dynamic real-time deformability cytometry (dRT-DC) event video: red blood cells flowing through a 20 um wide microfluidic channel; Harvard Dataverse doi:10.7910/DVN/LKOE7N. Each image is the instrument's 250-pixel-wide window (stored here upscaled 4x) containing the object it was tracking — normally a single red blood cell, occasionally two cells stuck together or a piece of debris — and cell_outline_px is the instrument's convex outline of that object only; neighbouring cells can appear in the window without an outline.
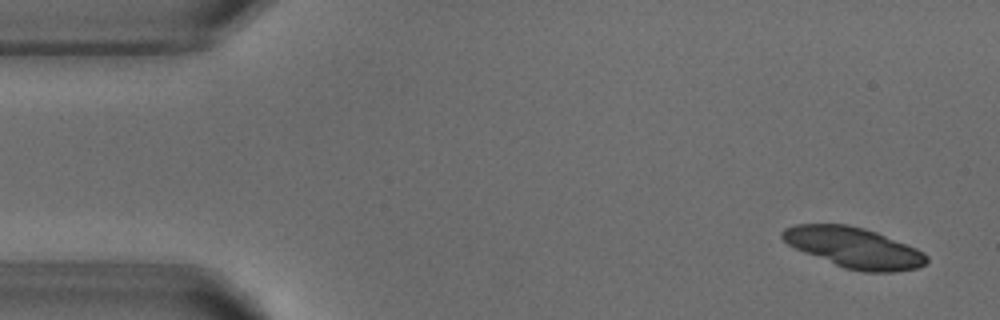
{"species": "common noctule bat (a hibernating species)", "species_latin": "Nyctalus noctula", "temperature_condition": "warm", "stored_images_in_passage": 52, "camera_frame_rate_fps": 3000, "um_per_image_px": 0.085, "animal": {"sex": "male", "body_mass_g": 18.8}, "frame": {"image": 1, "passage_image": 2, "time_ms": 0.333, "image_size_px": [1000, 320], "cell_outline_px": [[928, 260], [920, 268], [892, 272], [864, 272], [844, 268], [804, 252], [788, 244], [780, 236], [780, 232], [784, 228], [796, 224], [844, 224], [864, 228], [876, 232], [916, 248], [924, 252], [928, 256]], "centroid_in_image_um": [72.59, 21.05], "position_along_channel_um": 12.4, "area_um2": 33.93}}
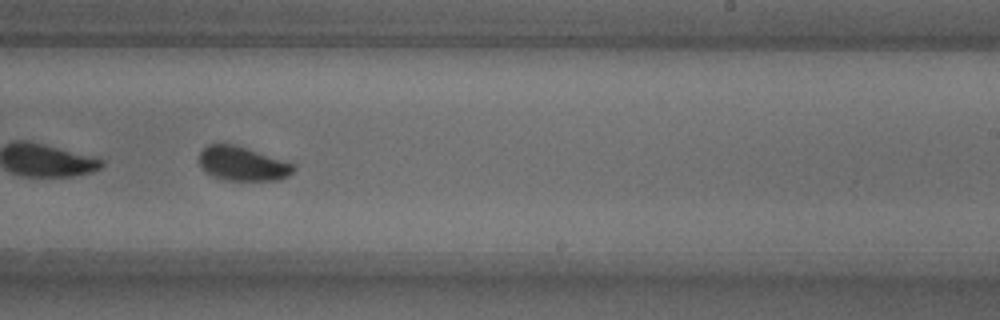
{"frame": {"image": 2, "passage_image": 31, "time_ms": 10.0, "image_size_px": [1000, 320], "cell_outline_px": [[296, 168], [288, 176], [280, 180], [228, 180], [212, 176], [204, 172], [200, 168], [200, 152], [208, 144], [236, 144], [296, 164]], "centroid_in_image_um": [20.63, 13.91], "position_along_channel_um": 268.4, "area_um2": 18.96}}
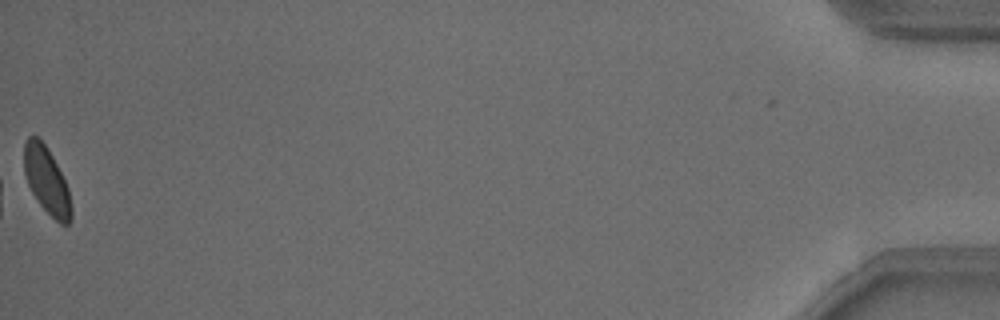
{"frame": {"image": 3, "passage_image": 52, "time_ms": 17.0, "image_size_px": [1000, 320], "cell_outline_px": [[72, 220], [68, 224], [60, 224], [40, 204], [32, 192], [28, 184], [24, 172], [24, 144], [28, 136], [36, 136], [44, 144], [52, 156], [68, 188], [72, 208]], "centroid_in_image_um": [3.97, 15.36], "position_along_channel_um": 431.2, "area_um2": 18.03}, "authors_computed_cell_mechanics": {"area_um2": 19.4208, "velocity_mm_per_s": 3.8034, "shape_relaxation_time_tau1_ms": 1.7086, "shape_relaxation_time_tau2_ms": null, "deformation_change_tau1": 0.0898, "deformation_change_tau2": null}}